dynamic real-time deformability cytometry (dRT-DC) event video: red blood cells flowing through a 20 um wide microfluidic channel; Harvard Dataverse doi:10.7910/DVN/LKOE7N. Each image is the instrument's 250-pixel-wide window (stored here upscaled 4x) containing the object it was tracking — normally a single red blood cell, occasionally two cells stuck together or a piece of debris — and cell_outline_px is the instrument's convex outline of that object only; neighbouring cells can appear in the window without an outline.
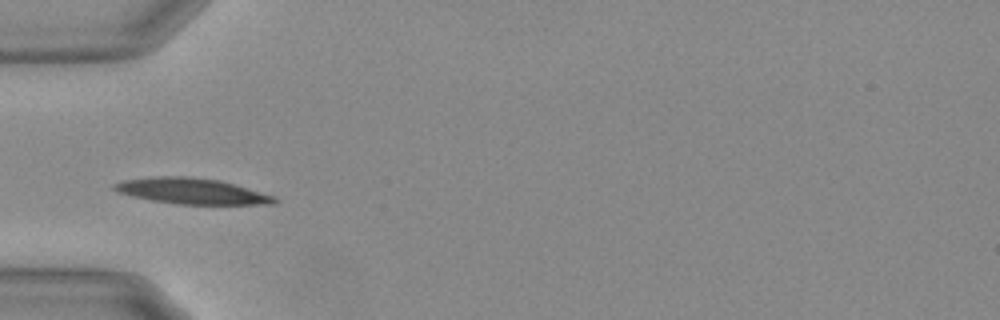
{"species": "Egyptian fruit bat (a non-hibernating species)", "species_latin": "Rousettus aegyptiacus", "temperature_condition": "warm", "stored_images_in_passage": 38, "camera_frame_rate_fps": 3000, "um_per_image_px": 0.085, "animal": {"sex": "female"}, "frame": {"image": 1, "passage_image": 1, "time_ms": 0.0, "image_size_px": [1000, 320], "cell_outline_px": [[280, 200], [276, 204], [176, 204], [152, 200], [132, 196], [116, 192], [112, 188], [112, 184], [124, 180], [156, 176], [188, 176], [220, 180], [276, 196]], "centroid_in_image_um": [16.31, 16.24], "position_along_channel_um": 68.7, "area_um2": 24.22}}
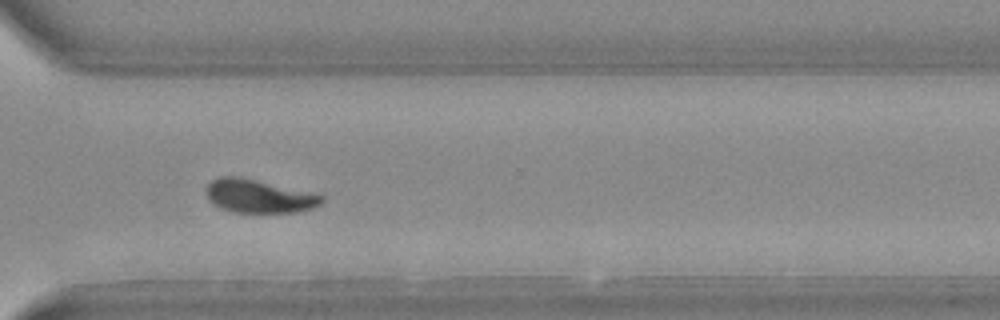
{"frame": {"image": 2, "passage_image": 24, "time_ms": 7.667, "image_size_px": [1000, 320], "cell_outline_px": [[324, 200], [320, 204], [312, 208], [296, 212], [236, 212], [220, 208], [212, 204], [208, 200], [204, 188], [212, 180], [220, 176], [240, 176], [308, 192], [324, 196]], "centroid_in_image_um": [21.93, 16.67], "position_along_channel_um": 348.7, "area_um2": 22.37}}
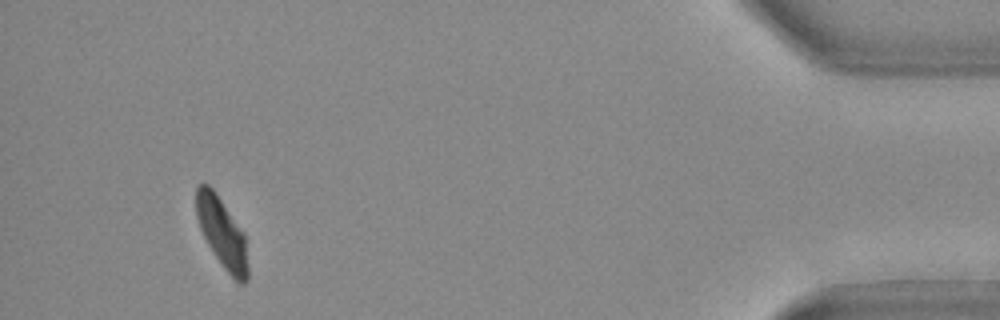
{"frame": {"image": 3, "passage_image": 35, "time_ms": 11.333, "image_size_px": [1000, 320], "cell_outline_px": [[248, 280], [244, 284], [240, 284], [224, 268], [208, 244], [200, 228], [196, 216], [196, 184], [208, 184], [212, 188], [244, 232], [248, 268]], "centroid_in_image_um": [18.87, 19.78], "position_along_channel_um": 416.3, "area_um2": 20.81}, "authors_computed_cell_mechanics": {"area_um2": 22.8021, "velocity_mm_per_s": 3.6612, "shape_relaxation_time_tau1_ms": 4.7311, "shape_relaxation_time_tau2_ms": 3.0417, "deformation_change_tau1": 0.1734, "deformation_change_tau2": 0.0802}}